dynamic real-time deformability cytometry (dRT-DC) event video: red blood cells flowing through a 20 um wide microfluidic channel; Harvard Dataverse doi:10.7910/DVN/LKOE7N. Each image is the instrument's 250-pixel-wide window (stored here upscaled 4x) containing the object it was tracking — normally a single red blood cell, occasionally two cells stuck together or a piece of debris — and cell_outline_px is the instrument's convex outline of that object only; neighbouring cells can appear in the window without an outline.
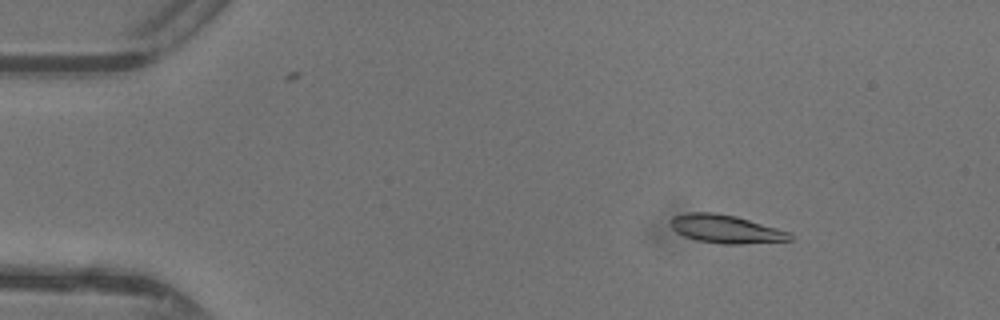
{"species": "common noctule bat (a hibernating species)", "species_latin": "Nyctalus noctula", "temperature_condition": "warm", "stored_images_in_passage": 12, "camera_frame_rate_fps": 3000, "um_per_image_px": 0.085, "animal": {"sex": "female"}, "frame": {"image": 1, "passage_image": 4, "time_ms": 1.0, "image_size_px": [1000, 320], "cell_outline_px": [[792, 240], [740, 244], [720, 244], [696, 240], [684, 236], [676, 232], [668, 224], [668, 220], [672, 216], [688, 212], [716, 212], [736, 216], [776, 228], [788, 232], [792, 236]], "centroid_in_image_um": [61.6, 19.46], "position_along_channel_um": 23.4, "area_um2": 19.77}}